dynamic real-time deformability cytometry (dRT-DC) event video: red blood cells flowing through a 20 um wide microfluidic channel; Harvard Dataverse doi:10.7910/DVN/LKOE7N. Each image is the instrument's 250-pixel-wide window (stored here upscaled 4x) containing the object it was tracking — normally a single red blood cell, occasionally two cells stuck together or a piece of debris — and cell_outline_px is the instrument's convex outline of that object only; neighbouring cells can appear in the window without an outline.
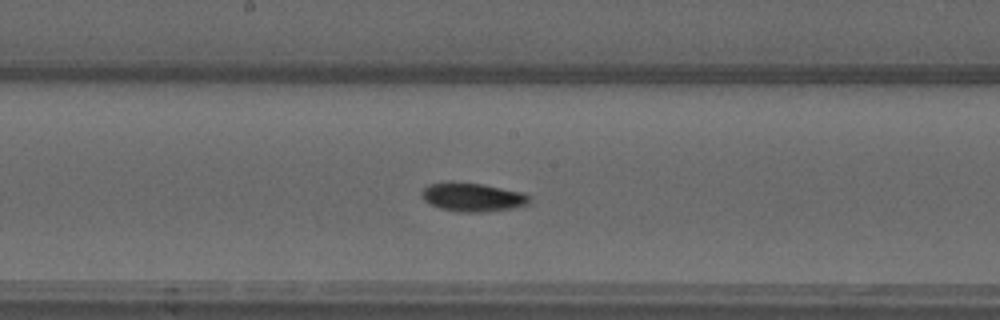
{"species": "common noctule bat (a hibernating species)", "species_latin": "Nyctalus noctula", "temperature_condition": "warm", "stored_images_in_passage": 49, "camera_frame_rate_fps": 3000, "um_per_image_px": 0.085, "animal": {"sex": "male", "forearm_length_mm": 52.5}, "frame": {"image": 1, "passage_image": 25, "time_ms": 8.0, "image_size_px": [1000, 320], "cell_outline_px": [[532, 200], [528, 204], [516, 208], [484, 212], [460, 212], [440, 208], [428, 204], [420, 196], [420, 192], [428, 184], [448, 180], [452, 180], [480, 184], [524, 192]], "centroid_in_image_um": [40.13, 16.74], "position_along_channel_um": 208.1, "area_um2": 18.5}}
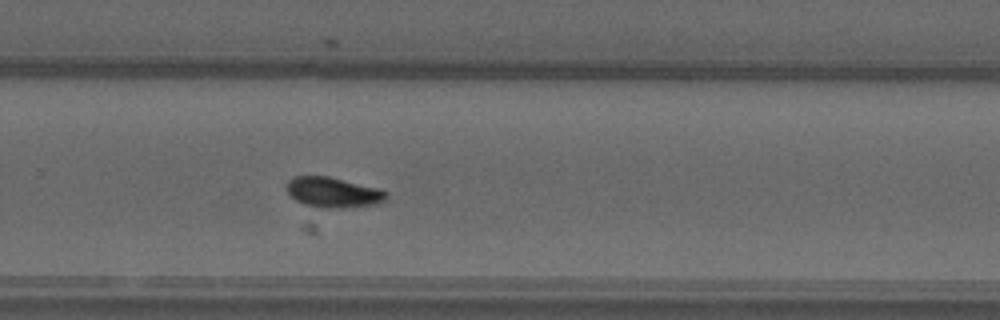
{"frame": {"image": 2, "passage_image": 32, "time_ms": 10.333, "image_size_px": [1000, 320], "cell_outline_px": [[388, 200], [376, 204], [340, 208], [320, 208], [304, 204], [296, 200], [288, 192], [288, 180], [292, 176], [328, 176], [380, 188], [388, 192]], "centroid_in_image_um": [28.37, 16.35], "position_along_channel_um": 301.4, "area_um2": 17.69}}
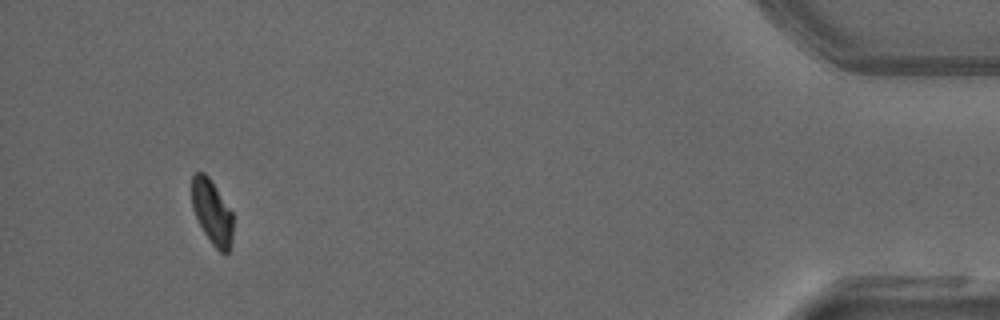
{"frame": {"image": 3, "passage_image": 46, "time_ms": 15.0, "image_size_px": [1000, 320], "cell_outline_px": [[232, 240], [228, 252], [220, 252], [212, 244], [204, 232], [192, 208], [192, 176], [196, 172], [204, 172], [208, 176], [232, 212]], "centroid_in_image_um": [18.02, 18.02], "position_along_channel_um": 417.2, "area_um2": 15.2}, "authors_computed_cell_mechanics": {"area_um2": 16.6464, "velocity_mm_per_s": 4.029, "shape_relaxation_time_tau1_ms": 3.6632, "shape_relaxation_time_tau2_ms": null, "deformation_change_tau1": 0.1345, "deformation_change_tau2": null}}